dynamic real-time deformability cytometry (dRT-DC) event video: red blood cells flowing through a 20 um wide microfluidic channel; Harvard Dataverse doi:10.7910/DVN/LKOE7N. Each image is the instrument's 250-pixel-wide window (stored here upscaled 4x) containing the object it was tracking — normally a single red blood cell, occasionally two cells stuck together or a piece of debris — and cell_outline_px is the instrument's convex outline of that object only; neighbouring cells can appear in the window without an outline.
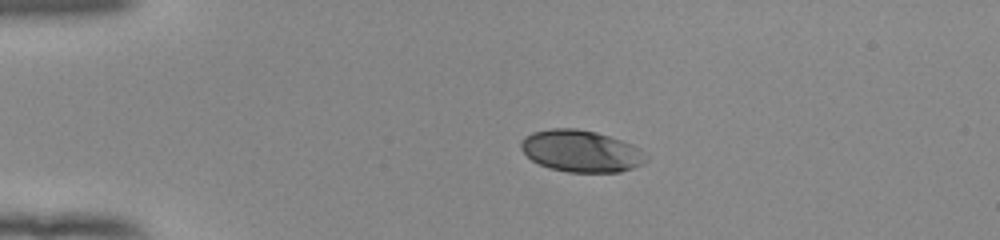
{"species": "human", "species_latin": "Homo sapiens", "temperature_condition": "room temperature", "stored_images_in_passage": 42, "camera_frame_rate_fps": 3000, "um_per_image_px": 0.085, "donor": {"sex": "female"}, "frame": {"image": 1, "passage_image": 1, "time_ms": 0.0, "image_size_px": [1000, 240], "cell_outline_px": [[648, 160], [632, 168], [620, 172], [568, 172], [552, 168], [540, 164], [532, 160], [520, 148], [520, 140], [524, 136], [532, 132], [552, 128], [576, 128], [596, 132], [632, 144], [640, 148], [648, 156]], "centroid_in_image_um": [49.39, 12.83], "position_along_channel_um": 35.6, "area_um2": 30.46}}
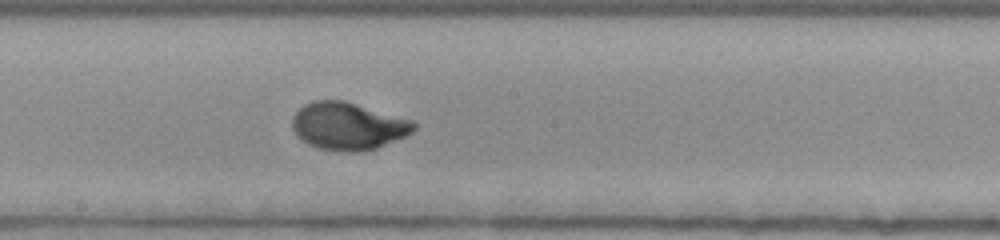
{"frame": {"image": 2, "passage_image": 19, "time_ms": 6.0, "image_size_px": [1000, 240], "cell_outline_px": [[416, 128], [412, 132], [404, 136], [376, 148], [352, 152], [348, 152], [320, 148], [308, 144], [292, 128], [292, 116], [304, 104], [312, 100], [344, 100], [412, 120], [416, 124]], "centroid_in_image_um": [29.58, 10.69], "position_along_channel_um": 218.6, "area_um2": 33.23}}
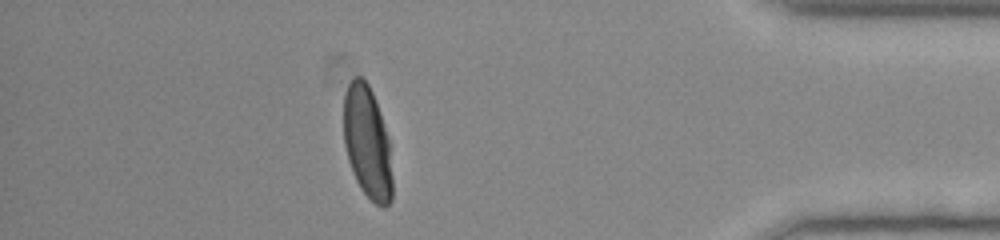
{"frame": {"image": 3, "passage_image": 36, "time_ms": 11.667, "image_size_px": [1000, 240], "cell_outline_px": [[392, 200], [384, 208], [376, 204], [360, 188], [352, 172], [348, 160], [344, 144], [344, 92], [348, 84], [356, 76], [360, 76], [368, 84], [372, 92], [388, 140], [392, 180]], "centroid_in_image_um": [31.2, 12.14], "position_along_channel_um": 404.0, "area_um2": 31.39}, "authors_computed_cell_mechanics": {"area_um2": 32.1368, "velocity_mm_per_s": 3.9264, "shape_relaxation_time_tau1_ms": 3.1514, "shape_relaxation_time_tau2_ms": null, "deformation_change_tau1": 0.1753, "deformation_change_tau2": null}}